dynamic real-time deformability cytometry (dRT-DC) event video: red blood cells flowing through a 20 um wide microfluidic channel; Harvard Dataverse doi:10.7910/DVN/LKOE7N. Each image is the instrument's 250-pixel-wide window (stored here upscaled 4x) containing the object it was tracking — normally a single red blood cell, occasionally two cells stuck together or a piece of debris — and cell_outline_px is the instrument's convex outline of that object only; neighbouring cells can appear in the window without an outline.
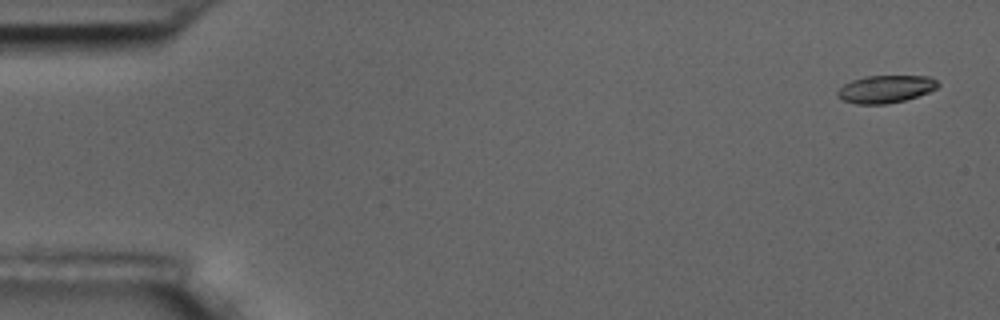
{"species": "common noctule bat (a hibernating species)", "species_latin": "Nyctalus noctula", "temperature_condition": "room temperature", "stored_images_in_passage": 5, "camera_frame_rate_fps": 3000, "um_per_image_px": 0.085, "animal": {"sex": "male", "body_mass_g": 17.5, "forearm_length_mm": 52.3}, "frame": {"image": 1, "passage_image": 1, "time_ms": 0.0, "image_size_px": [1000, 320], "cell_outline_px": [[940, 84], [936, 88], [928, 92], [904, 100], [888, 104], [856, 104], [844, 100], [836, 96], [836, 92], [844, 84], [852, 80], [864, 76], [928, 76], [936, 80]], "centroid_in_image_um": [75.25, 7.57], "position_along_channel_um": 9.7, "area_um2": 16.07}}
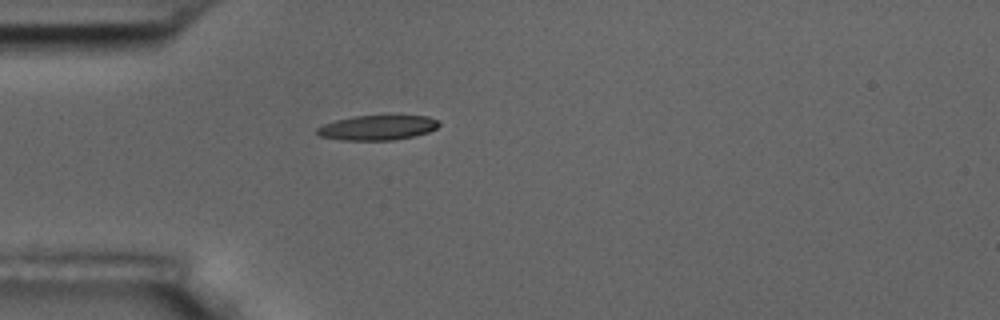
{"frame": {"image": 2, "passage_image": 5, "time_ms": 4.667, "image_size_px": [1000, 320], "cell_outline_px": [[440, 124], [436, 128], [428, 132], [412, 136], [392, 140], [340, 140], [320, 136], [316, 132], [316, 128], [324, 124], [336, 120], [352, 116], [428, 116], [436, 120]], "centroid_in_image_um": [32.05, 10.85], "position_along_channel_um": 53.0, "area_um2": 17.46}}